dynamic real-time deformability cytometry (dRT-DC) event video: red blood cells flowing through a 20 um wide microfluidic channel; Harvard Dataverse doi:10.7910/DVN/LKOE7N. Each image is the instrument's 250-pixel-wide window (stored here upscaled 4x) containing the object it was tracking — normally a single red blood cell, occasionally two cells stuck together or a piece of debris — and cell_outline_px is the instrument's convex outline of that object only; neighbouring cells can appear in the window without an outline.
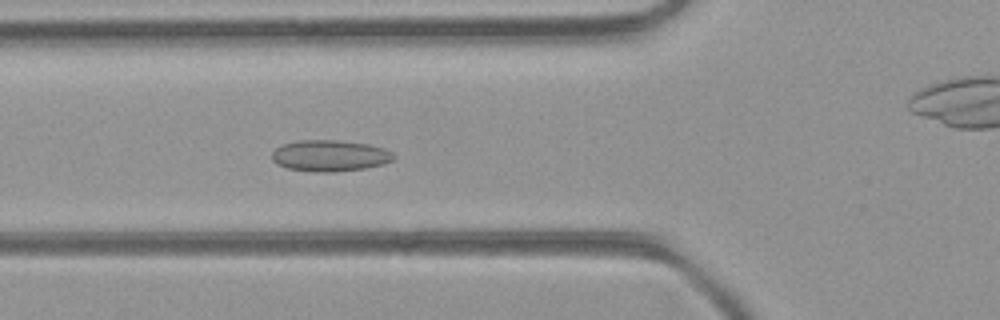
{"species": "common noctule bat (a hibernating species)", "species_latin": "Nyctalus noctula", "temperature_condition": "room temperature", "stored_images_in_passage": 37, "camera_frame_rate_fps": 3000, "um_per_image_px": 0.085, "animal": {"sex": "female", "body_mass_g": 21.9}, "frame": {"image": 1, "passage_image": 6, "time_ms": 1.667, "image_size_px": [1000, 320], "cell_outline_px": [[396, 156], [392, 160], [384, 164], [364, 168], [332, 172], [320, 172], [288, 168], [276, 164], [272, 160], [272, 152], [276, 148], [284, 144], [300, 140], [336, 140], [368, 144], [384, 148], [392, 152]], "centroid_in_image_um": [28.05, 13.23], "position_along_channel_um": 97.8, "area_um2": 22.08}}
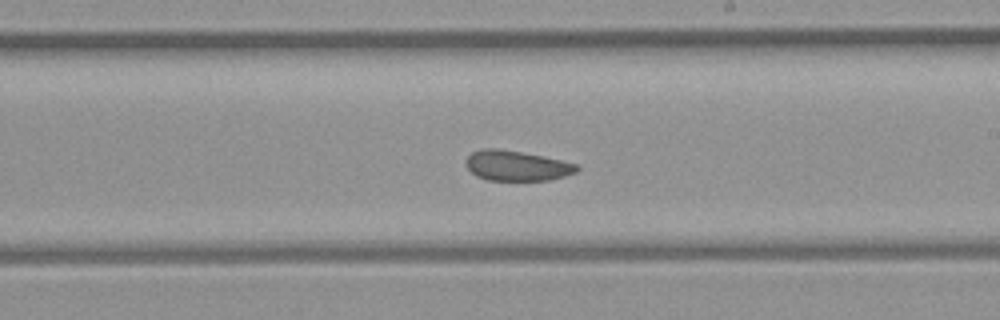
{"frame": {"image": 2, "passage_image": 16, "time_ms": 5.0, "image_size_px": [1000, 320], "cell_outline_px": [[580, 168], [576, 172], [564, 176], [548, 180], [488, 180], [476, 176], [468, 168], [464, 160], [472, 152], [484, 148], [496, 148], [544, 156], [576, 164]], "centroid_in_image_um": [43.9, 14.08], "position_along_channel_um": 245.1, "area_um2": 19.36}}
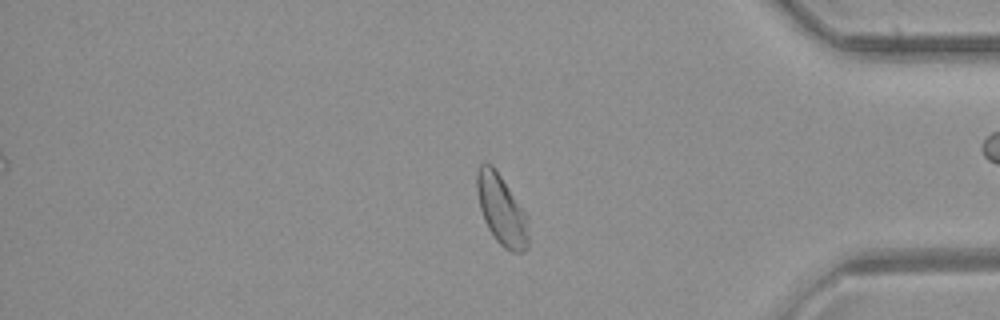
{"frame": {"image": 3, "passage_image": 28, "time_ms": 9.0, "image_size_px": [1000, 320], "cell_outline_px": [[528, 248], [524, 252], [512, 252], [504, 248], [496, 240], [488, 228], [484, 220], [480, 208], [476, 188], [476, 172], [480, 164], [492, 164], [528, 216]], "centroid_in_image_um": [42.63, 17.86], "position_along_channel_um": 392.6, "area_um2": 21.04}, "authors_computed_cell_mechanics": {"area_um2": 20.9236, "velocity_mm_per_s": 4.4042, "shape_relaxation_time_tau1_ms": null, "shape_relaxation_time_tau2_ms": 2.4246, "deformation_change_tau1": null, "deformation_change_tau2": 0.0752}}